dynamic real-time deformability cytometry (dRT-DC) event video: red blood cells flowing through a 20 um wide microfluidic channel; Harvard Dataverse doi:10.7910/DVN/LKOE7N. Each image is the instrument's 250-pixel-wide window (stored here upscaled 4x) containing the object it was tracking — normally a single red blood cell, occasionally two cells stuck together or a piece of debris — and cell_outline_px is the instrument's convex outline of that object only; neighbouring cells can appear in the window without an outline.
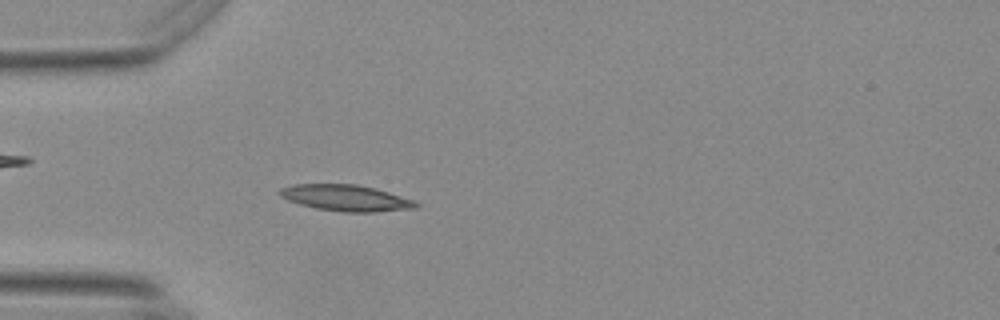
{"species": "Egyptian fruit bat (a non-hibernating species)", "species_latin": "Rousettus aegyptiacus", "temperature_condition": "warm", "stored_images_in_passage": 55, "camera_frame_rate_fps": 3000, "um_per_image_px": 0.085, "animal": {"sex": "female"}, "frame": {"image": 1, "passage_image": 16, "time_ms": 5.0, "image_size_px": [1000, 320], "cell_outline_px": [[420, 204], [416, 208], [372, 212], [344, 212], [316, 208], [300, 204], [288, 200], [280, 196], [276, 192], [280, 188], [292, 184], [356, 184], [388, 192], [412, 200]], "centroid_in_image_um": [29.34, 16.82], "position_along_channel_um": 55.7, "area_um2": 20.63}}
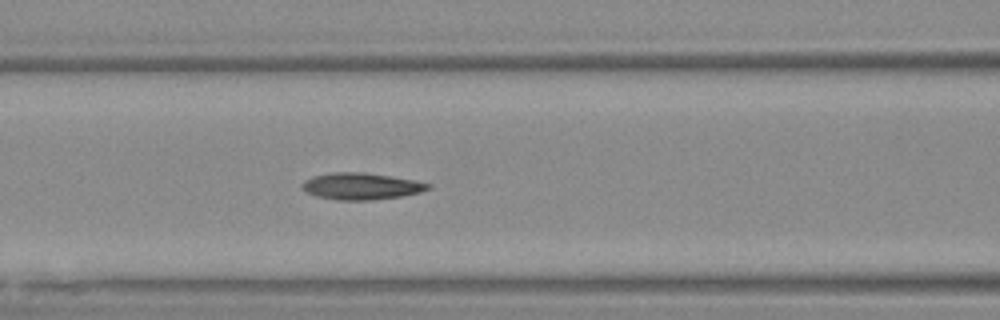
{"frame": {"image": 2, "passage_image": 23, "time_ms": 7.333, "image_size_px": [1000, 320], "cell_outline_px": [[432, 188], [420, 192], [400, 196], [372, 200], [336, 200], [316, 196], [308, 192], [304, 188], [304, 180], [312, 176], [332, 172], [364, 172], [416, 180], [432, 184]], "centroid_in_image_um": [30.75, 15.82], "position_along_channel_um": 135.9, "area_um2": 19.54}}
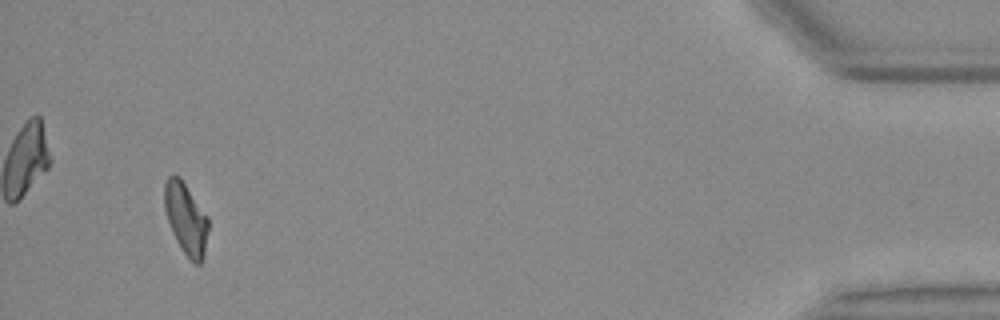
{"frame": {"image": 3, "passage_image": 52, "time_ms": 17.0, "image_size_px": [1000, 320], "cell_outline_px": [[208, 228], [204, 256], [200, 264], [196, 264], [180, 248], [172, 232], [164, 208], [164, 184], [168, 176], [180, 176], [208, 216]], "centroid_in_image_um": [15.8, 18.56], "position_along_channel_um": 419.4, "area_um2": 18.21}, "authors_computed_cell_mechanics": {"area_um2": 18.9006, "velocity_mm_per_s": 3.7072, "shape_relaxation_time_tau1_ms": null, "shape_relaxation_time_tau2_ms": 2.4741, "deformation_change_tau1": null, "deformation_change_tau2": 0.1017}}